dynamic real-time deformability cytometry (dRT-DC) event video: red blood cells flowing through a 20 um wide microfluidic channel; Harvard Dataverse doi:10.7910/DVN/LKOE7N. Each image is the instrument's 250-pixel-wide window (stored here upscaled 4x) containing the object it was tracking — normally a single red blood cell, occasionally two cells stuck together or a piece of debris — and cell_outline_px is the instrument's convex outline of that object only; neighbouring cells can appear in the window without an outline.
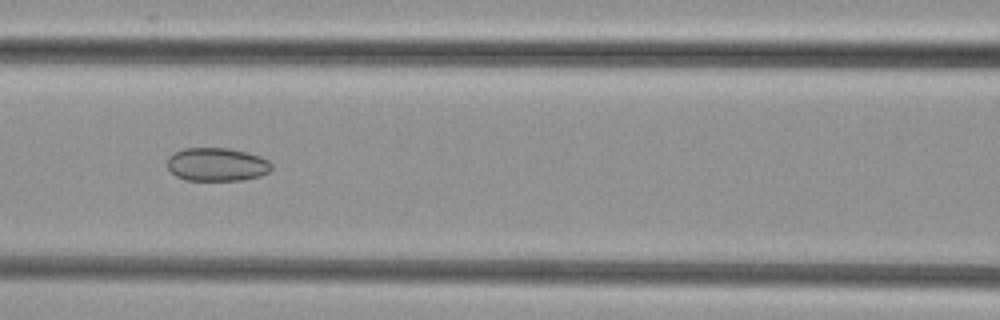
{"species": "common noctule bat (a hibernating species)", "species_latin": "Nyctalus noctula", "temperature_condition": "cold", "stored_images_in_passage": 8, "camera_frame_rate_fps": 3000, "um_per_image_px": 0.085, "animal": {"sex": "female", "body_mass_g": 29.2, "forearm_length_mm": 56.3}, "frame": {"image": 1, "passage_image": 6, "time_ms": 1.667, "image_size_px": [1000, 320], "cell_outline_px": [[272, 168], [268, 172], [260, 176], [240, 180], [184, 180], [176, 176], [168, 168], [168, 156], [184, 148], [228, 148], [248, 152], [260, 156], [268, 160], [272, 164]], "centroid_in_image_um": [18.45, 13.97], "position_along_channel_um": 148.2, "area_um2": 20.29}}
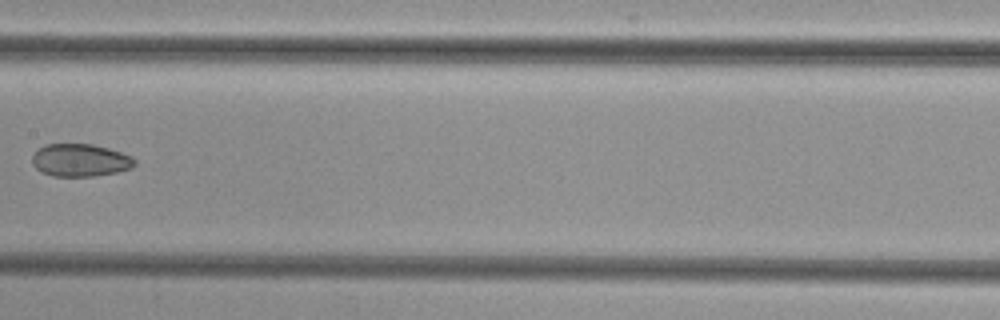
{"frame": {"image": 2, "passage_image": 7, "time_ms": 2.0, "image_size_px": [1000, 320], "cell_outline_px": [[136, 164], [132, 168], [116, 172], [96, 176], [52, 176], [36, 168], [32, 164], [32, 156], [44, 144], [92, 144], [108, 148], [132, 156], [136, 160]], "centroid_in_image_um": [6.84, 13.62], "position_along_channel_um": 200.6, "area_um2": 19.48}}
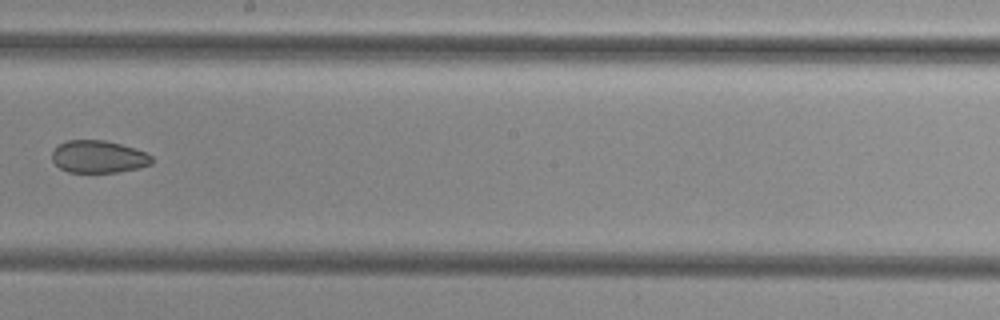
{"frame": {"image": 3, "passage_image": 8, "time_ms": 2.333, "image_size_px": [1000, 320], "cell_outline_px": [[152, 164], [140, 168], [120, 172], [68, 172], [60, 168], [52, 160], [52, 152], [60, 144], [68, 140], [104, 140], [120, 144], [144, 152], [152, 156]], "centroid_in_image_um": [8.38, 13.33], "position_along_channel_um": 239.8, "area_um2": 18.73}}